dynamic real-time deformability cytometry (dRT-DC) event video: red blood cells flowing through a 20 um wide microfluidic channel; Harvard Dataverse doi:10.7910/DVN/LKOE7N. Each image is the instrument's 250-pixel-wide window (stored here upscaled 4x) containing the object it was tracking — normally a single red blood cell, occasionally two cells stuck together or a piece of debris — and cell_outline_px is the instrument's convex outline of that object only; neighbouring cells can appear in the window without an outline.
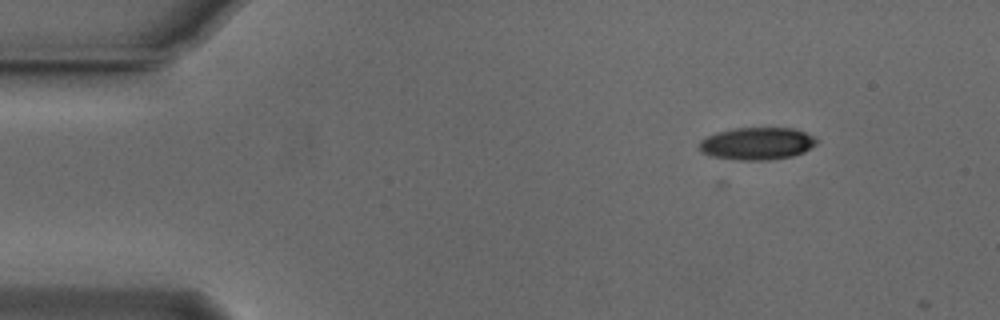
{"species": "Egyptian fruit bat (a non-hibernating species)", "species_latin": "Rousettus aegyptiacus", "temperature_condition": "cold", "stored_images_in_passage": 6, "camera_frame_rate_fps": 3000, "um_per_image_px": 0.085, "animal": {"sex": "male"}, "frame": {"image": 1, "passage_image": 1, "time_ms": 0.0, "image_size_px": [1000, 320], "cell_outline_px": [[820, 140], [816, 144], [804, 152], [792, 156], [768, 160], [736, 160], [712, 156], [700, 152], [700, 140], [716, 132], [736, 128], [796, 128], [816, 136]], "centroid_in_image_um": [64.39, 12.2], "position_along_channel_um": 20.6, "area_um2": 22.37}}